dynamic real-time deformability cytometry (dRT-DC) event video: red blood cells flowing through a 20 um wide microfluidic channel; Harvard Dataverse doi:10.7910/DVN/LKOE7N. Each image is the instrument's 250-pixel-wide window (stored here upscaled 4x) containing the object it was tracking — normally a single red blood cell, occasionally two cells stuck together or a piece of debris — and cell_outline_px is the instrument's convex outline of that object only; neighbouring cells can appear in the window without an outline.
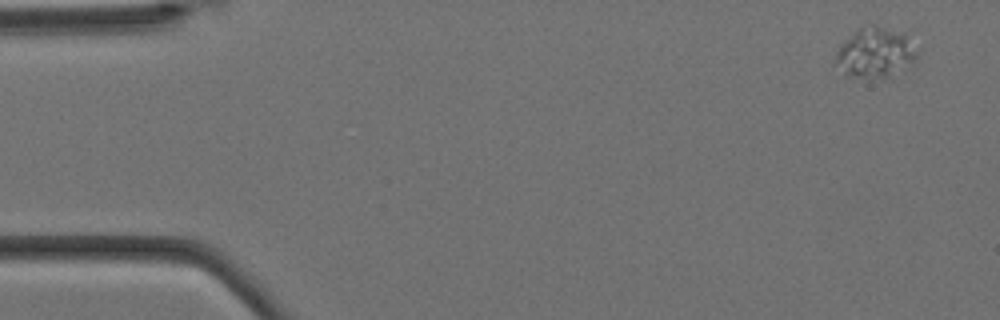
{"species": "Egyptian fruit bat (a non-hibernating species)", "species_latin": "Rousettus aegyptiacus", "temperature_condition": "cold", "stored_images_in_passage": 5, "camera_frame_rate_fps": 3000, "um_per_image_px": 0.085, "animal": {"sex": "female"}, "frame": {"image": 1, "passage_image": 1, "time_ms": 0.0, "image_size_px": [1000, 320], "cell_outline_px": [[916, 60], [912, 64], [888, 76], [848, 76], [832, 64], [836, 52], [840, 44], [860, 28], [872, 24], [876, 24], [904, 32], [908, 36], [916, 52]], "centroid_in_image_um": [74.36, 4.44], "position_along_channel_um": 10.6, "area_um2": 23.58}}
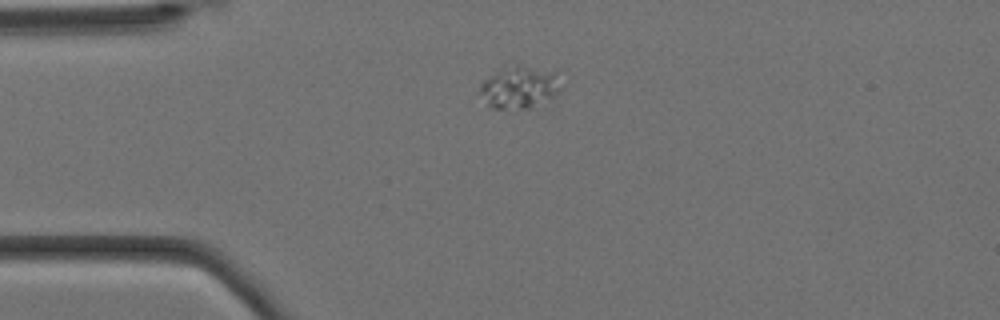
{"frame": {"image": 2, "passage_image": 4, "time_ms": 1.0, "image_size_px": [1000, 320], "cell_outline_px": [[564, 88], [552, 100], [532, 108], [492, 108], [488, 104], [480, 92], [480, 84], [484, 80], [504, 64], [520, 64], [556, 72]], "centroid_in_image_um": [44.22, 7.39], "position_along_channel_um": 40.8, "area_um2": 20.63}}